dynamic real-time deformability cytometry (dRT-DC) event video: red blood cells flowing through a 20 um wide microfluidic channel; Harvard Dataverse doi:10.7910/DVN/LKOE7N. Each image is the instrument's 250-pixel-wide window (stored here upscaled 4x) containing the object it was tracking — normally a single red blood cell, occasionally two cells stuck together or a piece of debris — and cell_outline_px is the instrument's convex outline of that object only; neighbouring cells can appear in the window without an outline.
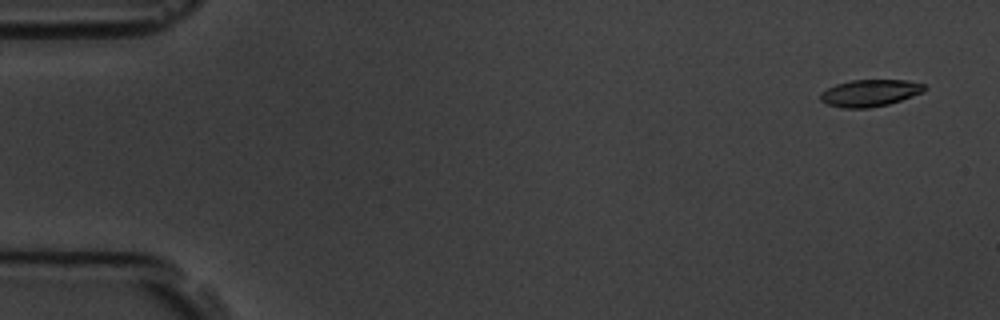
{"species": "common noctule bat (a hibernating species)", "species_latin": "Nyctalus noctula", "temperature_condition": "room temperature", "stored_images_in_passage": 5, "camera_frame_rate_fps": 3000, "um_per_image_px": 0.085, "animal": {"sex": "male", "body_mass_g": 19.5, "forearm_length_mm": 54.6}, "frame": {"image": 1, "passage_image": 1, "time_ms": 0.0, "image_size_px": [1000, 320], "cell_outline_px": [[928, 88], [924, 92], [888, 104], [868, 108], [840, 108], [828, 104], [820, 100], [820, 92], [836, 84], [852, 80], [908, 80], [924, 84]], "centroid_in_image_um": [73.95, 7.9], "position_along_channel_um": 11.0, "area_um2": 16.36}}
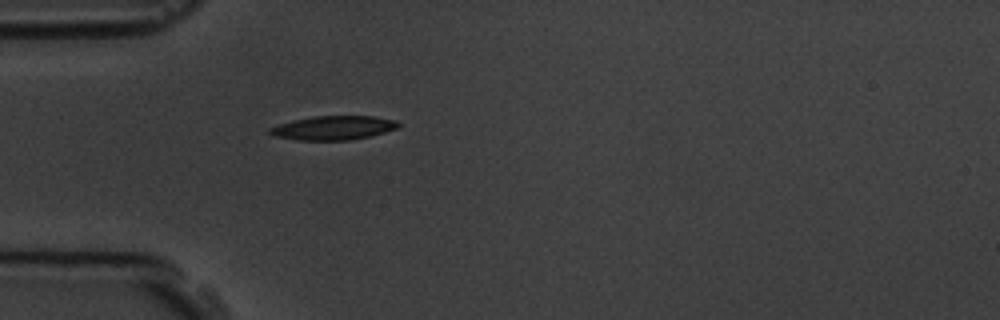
{"frame": {"image": 2, "passage_image": 5, "time_ms": 4.667, "image_size_px": [1000, 320], "cell_outline_px": [[400, 124], [396, 128], [384, 132], [352, 140], [296, 140], [276, 136], [268, 132], [268, 128], [280, 124], [296, 120], [316, 116], [372, 116], [396, 120]], "centroid_in_image_um": [28.34, 10.87], "position_along_channel_um": 56.7, "area_um2": 17.69}}